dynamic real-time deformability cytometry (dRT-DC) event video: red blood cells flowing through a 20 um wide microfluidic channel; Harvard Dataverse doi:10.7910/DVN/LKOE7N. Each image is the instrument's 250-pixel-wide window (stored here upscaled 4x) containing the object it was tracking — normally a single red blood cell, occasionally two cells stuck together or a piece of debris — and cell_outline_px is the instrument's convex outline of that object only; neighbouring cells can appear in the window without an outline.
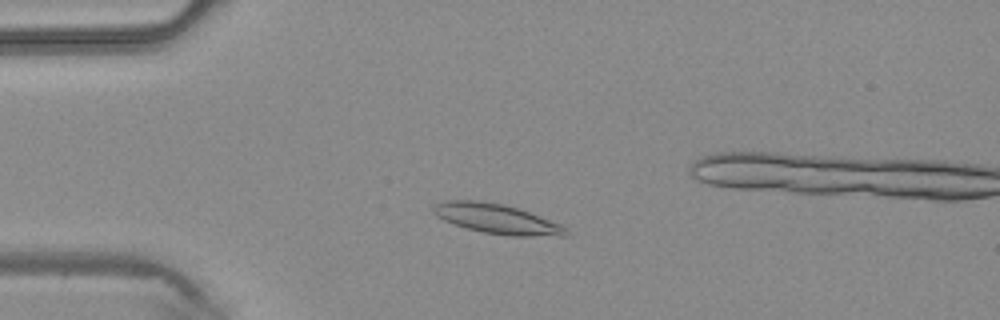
{"species": "common noctule bat (a hibernating species)", "species_latin": "Nyctalus noctula", "temperature_condition": "warm", "stored_images_in_passage": 44, "camera_frame_rate_fps": 3000, "um_per_image_px": 0.085, "animal": {"sex": "male", "body_mass_g": 20.4}, "frame": {"image": 1, "passage_image": 10, "time_ms": 3.0, "image_size_px": [1000, 320], "cell_outline_px": [[572, 236], [508, 236], [484, 232], [468, 228], [444, 220], [436, 216], [432, 212], [432, 208], [436, 204], [444, 200], [480, 200], [504, 204], [520, 208], [560, 224], [568, 228]], "centroid_in_image_um": [42.29, 18.6], "position_along_channel_um": 42.7, "area_um2": 23.24}}
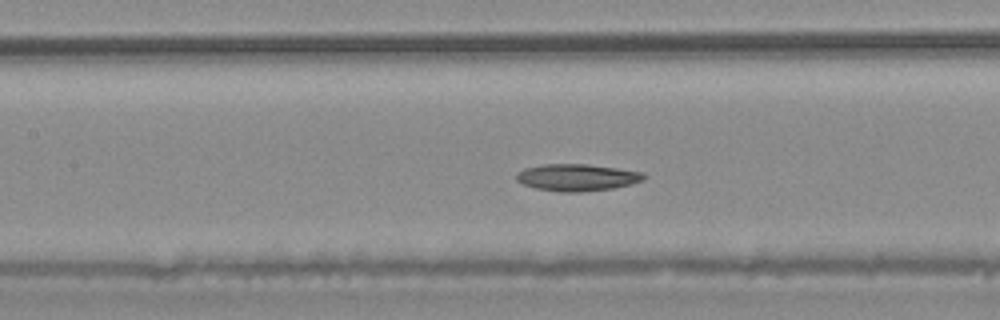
{"frame": {"image": 2, "passage_image": 19, "time_ms": 6.0, "image_size_px": [1000, 320], "cell_outline_px": [[648, 176], [644, 180], [632, 184], [612, 188], [580, 192], [560, 192], [536, 188], [524, 184], [516, 180], [516, 172], [524, 168], [544, 164], [588, 164], [644, 172]], "centroid_in_image_um": [49.07, 15.08], "position_along_channel_um": 158.3, "area_um2": 20.11}}
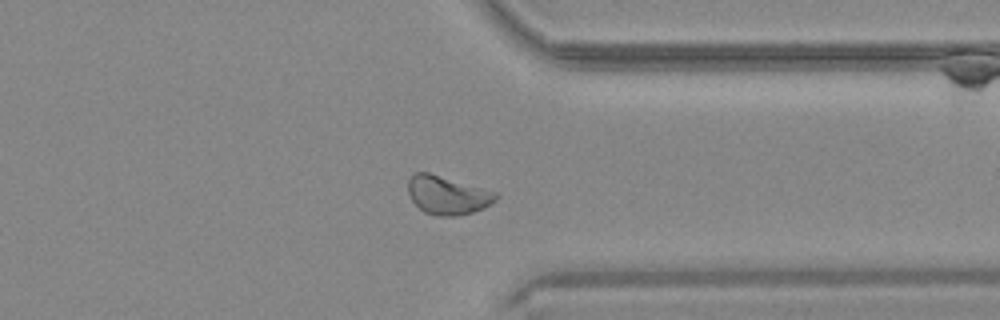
{"frame": {"image": 3, "passage_image": 33, "time_ms": 10.667, "image_size_px": [1000, 320], "cell_outline_px": [[500, 196], [492, 204], [484, 208], [460, 216], [436, 216], [424, 212], [412, 200], [408, 192], [408, 180], [416, 172], [428, 172], [496, 192]], "centroid_in_image_um": [38.05, 16.6], "position_along_channel_um": 373.4, "area_um2": 19.65}}